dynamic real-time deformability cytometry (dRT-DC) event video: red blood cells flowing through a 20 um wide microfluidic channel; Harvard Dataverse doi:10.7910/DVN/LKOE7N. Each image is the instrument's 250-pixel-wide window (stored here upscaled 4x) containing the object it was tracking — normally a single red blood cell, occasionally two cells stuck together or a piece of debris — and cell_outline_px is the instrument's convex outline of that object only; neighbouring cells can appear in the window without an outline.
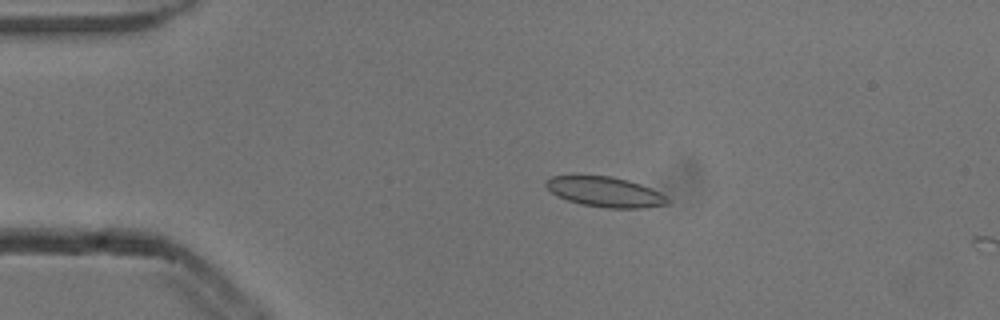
{"species": "common noctule bat (a hibernating species)", "species_latin": "Nyctalus noctula", "temperature_condition": "cold", "stored_images_in_passage": 4, "camera_frame_rate_fps": 3000, "um_per_image_px": 0.085, "animal": {"sex": "male", "body_mass_g": 13.3}, "frame": {"image": 1, "passage_image": 3, "time_ms": 0.667, "image_size_px": [1000, 320], "cell_outline_px": [[668, 204], [648, 208], [608, 208], [580, 204], [556, 196], [544, 184], [544, 180], [552, 176], [612, 176], [628, 180], [640, 184], [660, 192], [668, 200]], "centroid_in_image_um": [51.42, 16.32], "position_along_channel_um": 33.6, "area_um2": 21.27}}